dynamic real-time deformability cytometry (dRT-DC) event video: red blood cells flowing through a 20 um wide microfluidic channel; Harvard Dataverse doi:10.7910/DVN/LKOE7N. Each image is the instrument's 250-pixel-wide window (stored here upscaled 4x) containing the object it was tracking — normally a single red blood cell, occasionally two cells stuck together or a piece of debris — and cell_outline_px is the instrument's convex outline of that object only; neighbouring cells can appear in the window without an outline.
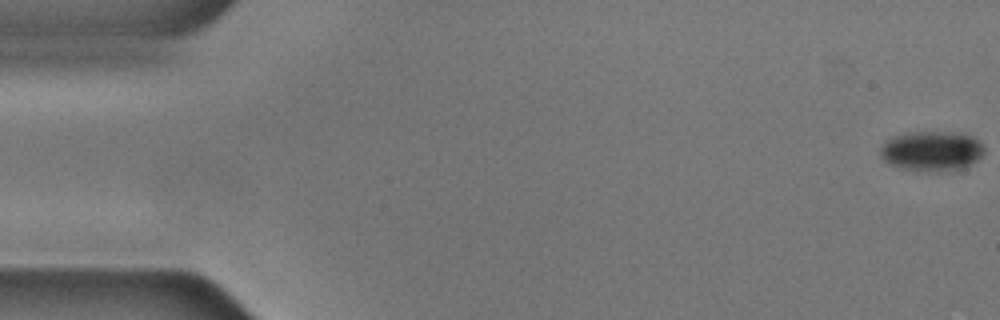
{"species": "common noctule bat (a hibernating species)", "species_latin": "Nyctalus noctula", "temperature_condition": "cold", "stored_images_in_passage": 56, "camera_frame_rate_fps": 3000, "um_per_image_px": 0.085, "animal": {"sex": "male", "body_mass_g": 17.9, "forearm_length_mm": 54.2}, "frame": {"image": 1, "passage_image": 1, "time_ms": 0.0, "image_size_px": [1000, 320], "cell_outline_px": [[984, 152], [972, 164], [964, 168], [948, 172], [924, 172], [900, 168], [888, 164], [880, 156], [880, 148], [892, 136], [908, 132], [952, 132], [972, 136], [984, 148]], "centroid_in_image_um": [79.17, 12.87], "position_along_channel_um": 5.8, "area_um2": 24.45}}
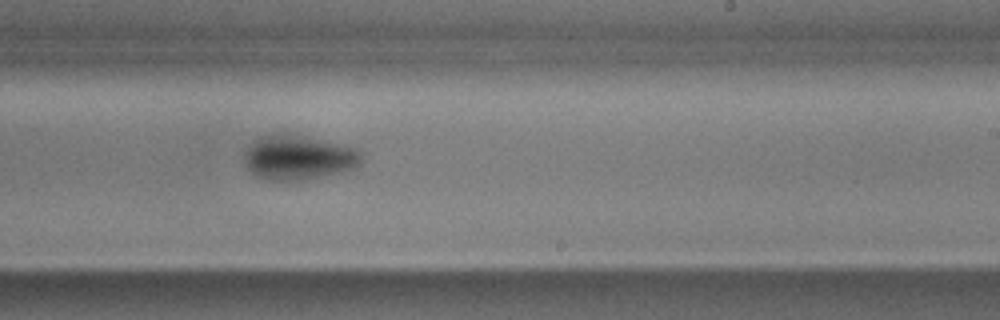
{"frame": {"image": 2, "passage_image": 34, "time_ms": 11.0, "image_size_px": [1000, 320], "cell_outline_px": [[360, 164], [356, 168], [340, 172], [304, 180], [264, 180], [256, 176], [244, 164], [244, 152], [252, 140], [260, 136], [272, 132], [288, 132], [360, 148]], "centroid_in_image_um": [25.32, 13.35], "position_along_channel_um": 263.7, "area_um2": 31.15}}
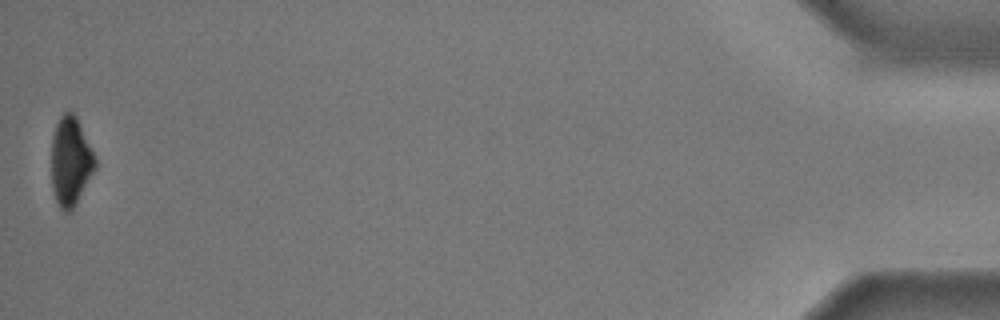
{"frame": {"image": 3, "passage_image": 56, "time_ms": 18.333, "image_size_px": [1000, 320], "cell_outline_px": [[96, 168], [76, 204], [68, 212], [64, 212], [60, 208], [56, 200], [52, 188], [52, 136], [56, 124], [60, 116], [64, 112], [72, 112], [76, 116], [96, 160]], "centroid_in_image_um": [5.99, 13.72], "position_along_channel_um": 429.2, "area_um2": 22.37}, "authors_computed_cell_mechanics": {"area_um2": 28.322, "velocity_mm_per_s": 3.5697, "shape_relaxation_time_tau1_ms": 3.3224, "shape_relaxation_time_tau2_ms": null, "deformation_change_tau1": 0.0964, "deformation_change_tau2": null}}